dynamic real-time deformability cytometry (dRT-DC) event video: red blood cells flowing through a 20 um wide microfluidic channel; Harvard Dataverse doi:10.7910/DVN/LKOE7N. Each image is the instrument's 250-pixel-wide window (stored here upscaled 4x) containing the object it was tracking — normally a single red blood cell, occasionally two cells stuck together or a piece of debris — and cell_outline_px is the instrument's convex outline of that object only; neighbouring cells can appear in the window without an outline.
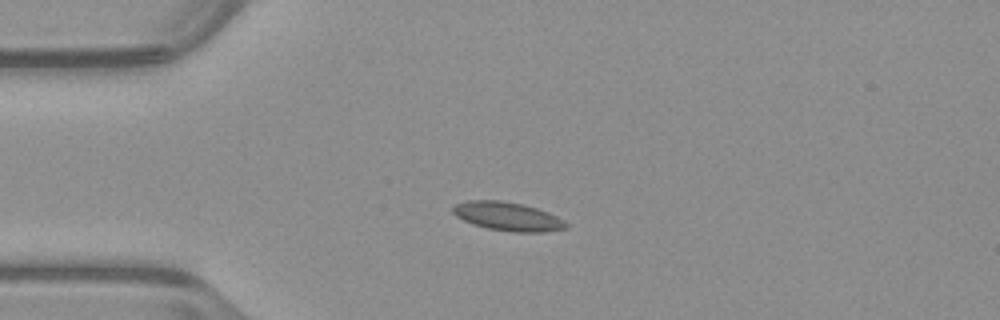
{"species": "common noctule bat (a hibernating species)", "species_latin": "Nyctalus noctula", "temperature_condition": "warm", "stored_images_in_passage": 40, "camera_frame_rate_fps": 3000, "um_per_image_px": 0.085, "animal": {"sex": "male", "body_mass_g": 23.1, "forearm_length_mm": 52.7}, "frame": {"image": 1, "passage_image": 1, "time_ms": 0.0, "image_size_px": [1000, 320], "cell_outline_px": [[568, 228], [544, 232], [512, 232], [488, 228], [472, 224], [456, 216], [452, 212], [452, 204], [468, 200], [500, 200], [524, 204], [548, 212], [564, 220], [568, 224]], "centroid_in_image_um": [43.14, 18.39], "position_along_channel_um": 41.9, "area_um2": 19.07}}
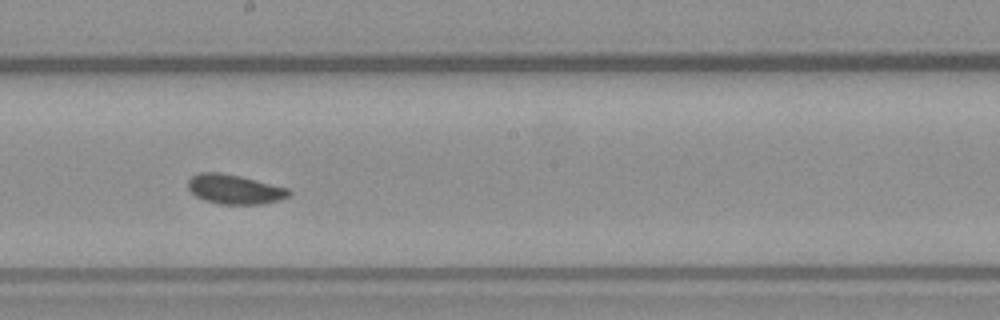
{"frame": {"image": 2, "passage_image": 17, "time_ms": 5.333, "image_size_px": [1000, 320], "cell_outline_px": [[292, 192], [288, 196], [280, 200], [260, 204], [220, 204], [204, 200], [196, 196], [188, 188], [188, 180], [192, 176], [200, 172], [220, 172], [240, 176], [288, 188]], "centroid_in_image_um": [19.93, 16.08], "position_along_channel_um": 228.3, "area_um2": 17.28}}
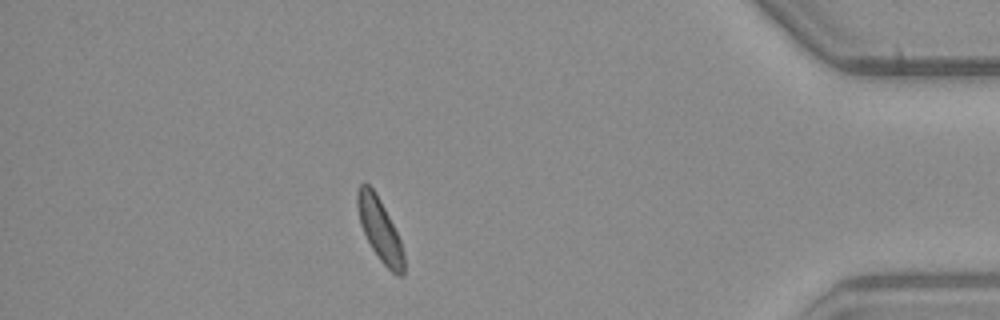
{"frame": {"image": 3, "passage_image": 34, "time_ms": 11.0, "image_size_px": [1000, 320], "cell_outline_px": [[404, 276], [396, 276], [380, 260], [372, 248], [360, 224], [356, 204], [356, 192], [360, 184], [364, 180], [376, 192], [400, 240], [404, 252]], "centroid_in_image_um": [32.26, 19.5], "position_along_channel_um": 402.9, "area_um2": 16.88}, "authors_computed_cell_mechanics": {"area_um2": 17.3978, "velocity_mm_per_s": 3.9327, "shape_relaxation_time_tau1_ms": null, "shape_relaxation_time_tau2_ms": 2.2868, "deformation_change_tau1": null, "deformation_change_tau2": 0.0754}}